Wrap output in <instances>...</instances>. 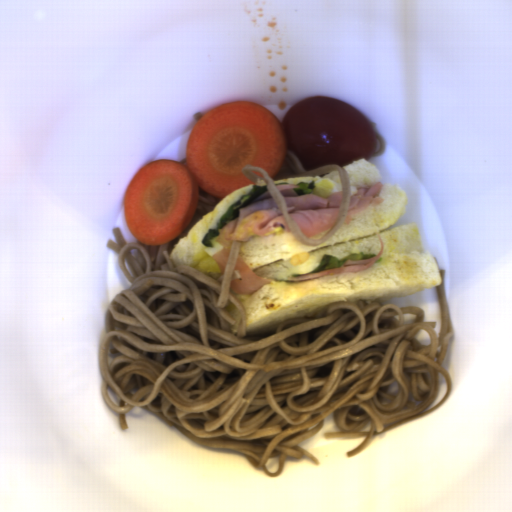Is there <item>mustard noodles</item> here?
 Instances as JSON below:
<instances>
[{"mask_svg": "<svg viewBox=\"0 0 512 512\" xmlns=\"http://www.w3.org/2000/svg\"><path fill=\"white\" fill-rule=\"evenodd\" d=\"M286 153L284 155L283 161L281 163V166L276 174V176H273L275 180H283L293 177H302V176H322L325 173H329L332 171H337L339 180L343 186V193H342V200L340 205V211L337 219L333 223L331 229L321 238L319 239H309L307 238L299 229L296 222L293 220L292 217L288 215L287 211V205L286 201L282 195V193L279 191V189L276 187L272 177L268 174L267 171L262 169L261 167L255 166V165H246L242 169V173L245 176L246 179L252 181V183H256L259 180H262L264 183L267 184V190L270 193L271 197L277 204V206L282 211L287 224L289 226L290 231L295 236L297 240H299L301 243L306 244L308 246H320L324 243H326L329 239H331L336 232L339 230V228L344 223L348 211L349 206L351 202V191H350V180L348 178V175L345 171V169L342 166H339L337 164L332 165H322L320 167H317L315 169H312L310 171H306L304 167L302 166L299 158L295 153L291 151L289 147L285 145ZM252 171H258L261 172L262 176L260 177L258 175H255Z\"/></svg>", "mask_w": 512, "mask_h": 512, "instance_id": "mustard-noodles-2", "label": "mustard noodles"}, {"mask_svg": "<svg viewBox=\"0 0 512 512\" xmlns=\"http://www.w3.org/2000/svg\"><path fill=\"white\" fill-rule=\"evenodd\" d=\"M202 117H203V115L201 114V112H200V111H199V112H197V113H195V114H194V116H193V118H195L197 121H198L200 118H202Z\"/></svg>", "mask_w": 512, "mask_h": 512, "instance_id": "mustard-noodles-4", "label": "mustard noodles"}, {"mask_svg": "<svg viewBox=\"0 0 512 512\" xmlns=\"http://www.w3.org/2000/svg\"><path fill=\"white\" fill-rule=\"evenodd\" d=\"M222 199L198 186L187 227L168 243L128 242L119 226L112 229L116 242L107 240L130 284L106 310L98 350L102 397L123 430L126 414L141 407L191 441L243 453L254 469L277 478L286 457L305 455L319 466L297 444L322 431L332 413L340 431L325 439L365 437L348 459L447 403L453 385L443 363L454 332L446 269H439L436 286L438 336L437 322H425L420 307L361 299L326 304L314 318L288 319L266 336H248L245 309L230 292L242 278L235 269L240 240L232 239L218 279L170 259ZM228 299L241 315L237 336ZM409 312L416 320L403 326ZM423 328L431 338L426 346L415 339ZM439 372L446 395L422 413L437 396ZM395 380L399 392L392 396ZM369 420L370 431H360Z\"/></svg>", "mask_w": 512, "mask_h": 512, "instance_id": "mustard-noodles-1", "label": "mustard noodles"}, {"mask_svg": "<svg viewBox=\"0 0 512 512\" xmlns=\"http://www.w3.org/2000/svg\"><path fill=\"white\" fill-rule=\"evenodd\" d=\"M369 123L374 131L375 136L377 137V139L379 140V143H380L379 150L376 152H373L371 157H379V156L383 155L385 152V149H386L385 141H384L382 135L376 131V122L370 121Z\"/></svg>", "mask_w": 512, "mask_h": 512, "instance_id": "mustard-noodles-3", "label": "mustard noodles"}]
</instances>
